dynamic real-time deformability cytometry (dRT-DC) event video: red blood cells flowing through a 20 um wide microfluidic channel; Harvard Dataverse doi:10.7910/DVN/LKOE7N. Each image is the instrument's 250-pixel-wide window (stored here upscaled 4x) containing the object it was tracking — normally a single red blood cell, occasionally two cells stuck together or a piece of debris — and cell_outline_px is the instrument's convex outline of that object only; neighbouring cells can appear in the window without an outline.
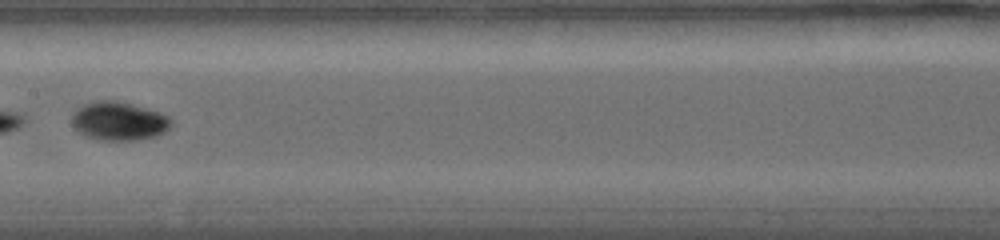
{"species": "common noctule bat (a hibernating species)", "species_latin": "Nyctalus noctula", "temperature_condition": "warm", "stored_images_in_passage": 23, "camera_frame_rate_fps": 5000, "um_per_image_px": 0.085, "animal": {"sex": "female", "body_mass_g": 19.0, "forearm_length_mm": 56.7}, "frame": {"image": 1, "passage_image": 7, "time_ms": 3.2, "image_size_px": [1000, 240], "cell_outline_px": [[172, 124], [164, 132], [156, 136], [132, 140], [100, 140], [88, 136], [80, 132], [72, 124], [72, 116], [76, 108], [84, 104], [100, 100], [116, 100], [132, 104], [168, 116], [172, 120]], "centroid_in_image_um": [10.09, 10.28], "position_along_channel_um": 197.3, "area_um2": 22.02}}